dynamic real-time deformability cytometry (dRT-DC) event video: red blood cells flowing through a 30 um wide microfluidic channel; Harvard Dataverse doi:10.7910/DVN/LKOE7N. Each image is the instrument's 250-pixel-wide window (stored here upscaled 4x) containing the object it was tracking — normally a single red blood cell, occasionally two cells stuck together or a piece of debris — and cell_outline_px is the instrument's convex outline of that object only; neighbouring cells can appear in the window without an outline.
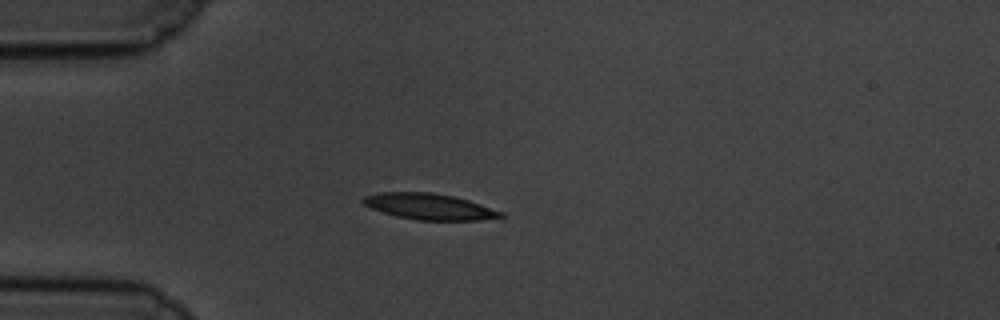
{"species": "common noctule bat (a hibernating species)", "species_latin": "Nyctalus noctula", "temperature_condition": "cold", "stored_images_in_passage": 44, "camera_frame_rate_fps": 3000, "um_per_image_px": 0.085, "animal": {"sex": "male", "body_mass_g": 19.5, "forearm_length_mm": 54.6}, "frame": {"image": 1, "passage_image": 1, "time_ms": 0.0, "image_size_px": [1000, 320], "cell_outline_px": [[504, 216], [480, 220], [416, 220], [396, 216], [372, 208], [364, 204], [360, 200], [364, 196], [376, 192], [432, 192], [452, 196], [468, 200], [504, 212]], "centroid_in_image_um": [36.46, 17.55], "position_along_channel_um": 48.5, "area_um2": 20.81}}
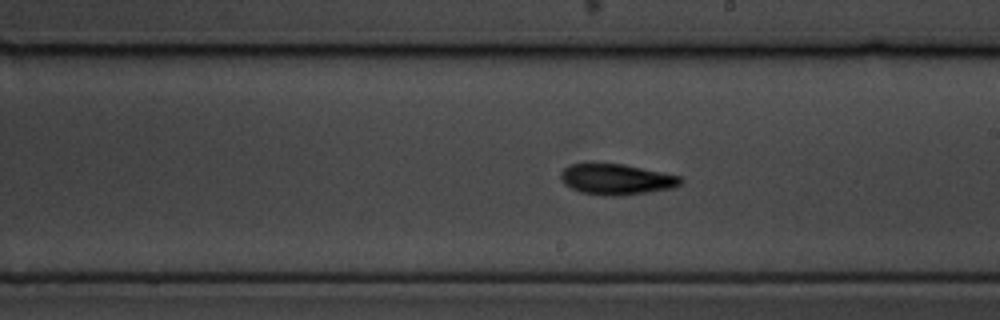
{"frame": {"image": 2, "passage_image": 19, "time_ms": 6.0, "image_size_px": [1000, 320], "cell_outline_px": [[684, 180], [676, 188], [620, 196], [608, 196], [580, 192], [564, 184], [560, 180], [560, 172], [568, 164], [624, 164], [680, 176]], "centroid_in_image_um": [52.4, 15.25], "position_along_channel_um": 236.6, "area_um2": 21.56}}
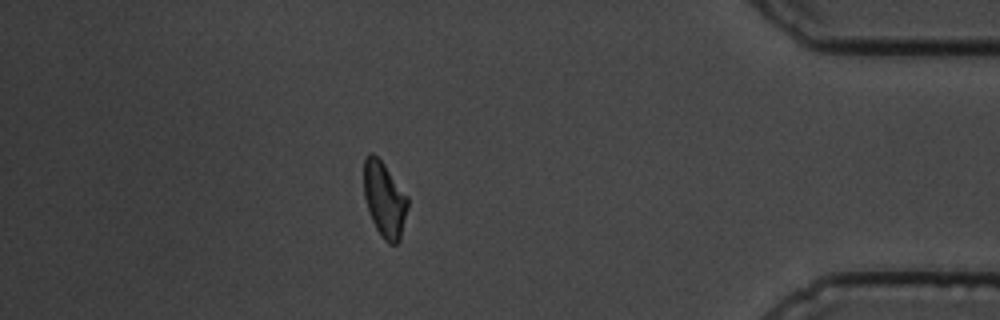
{"frame": {"image": 3, "passage_image": 37, "time_ms": 12.0, "image_size_px": [1000, 320], "cell_outline_px": [[408, 208], [400, 240], [396, 244], [388, 244], [384, 240], [376, 228], [372, 220], [364, 196], [364, 160], [368, 152], [372, 152], [384, 164], [408, 196]], "centroid_in_image_um": [32.69, 16.96], "position_along_channel_um": 402.5, "area_um2": 19.25}, "authors_computed_cell_mechanics": {"area_um2": 20.3745, "velocity_mm_per_s": 3.3974, "shape_relaxation_time_tau1_ms": 3.4207, "shape_relaxation_time_tau2_ms": 11.2241, "deformation_change_tau1": 0.1333, "deformation_change_tau2": 0.2031}}